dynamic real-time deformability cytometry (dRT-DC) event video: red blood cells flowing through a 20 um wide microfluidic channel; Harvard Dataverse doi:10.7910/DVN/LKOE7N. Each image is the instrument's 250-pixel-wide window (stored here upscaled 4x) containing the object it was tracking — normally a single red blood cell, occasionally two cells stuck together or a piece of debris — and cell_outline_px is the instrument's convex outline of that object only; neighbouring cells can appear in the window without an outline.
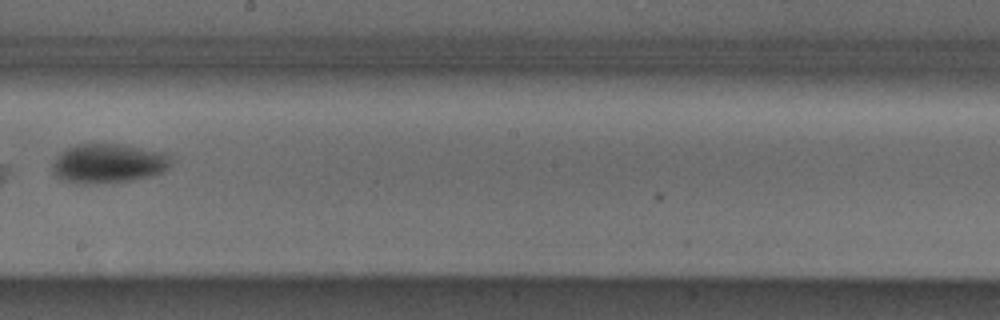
{"species": "Egyptian fruit bat (a non-hibernating species)", "species_latin": "Rousettus aegyptiacus", "temperature_condition": "cold", "stored_images_in_passage": 9, "camera_frame_rate_fps": 3000, "um_per_image_px": 0.085, "animal": {"sex": "male"}, "frame": {"image": 1, "passage_image": 8, "time_ms": 2.333, "image_size_px": [1000, 320], "cell_outline_px": [[172, 164], [164, 172], [152, 176], [132, 180], [96, 184], [76, 184], [60, 180], [52, 172], [52, 164], [56, 156], [68, 148], [80, 144], [120, 144], [168, 152], [172, 160]], "centroid_in_image_um": [9.24, 13.91], "position_along_channel_um": 239.0, "area_um2": 27.74}}
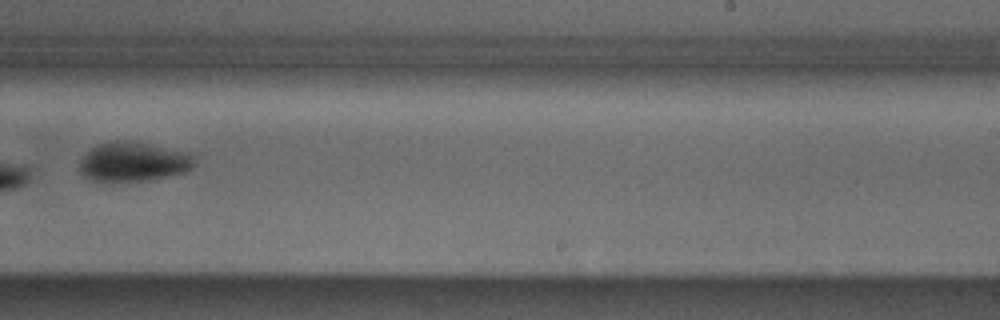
{"frame": {"image": 2, "passage_image": 9, "time_ms": 2.667, "image_size_px": [1000, 320], "cell_outline_px": [[196, 164], [192, 168], [184, 172], [148, 180], [92, 180], [84, 176], [80, 172], [80, 160], [88, 148], [100, 144], [116, 140], [120, 140], [148, 144], [188, 152], [192, 156]], "centroid_in_image_um": [11.31, 13.73], "position_along_channel_um": 277.7, "area_um2": 25.95}}